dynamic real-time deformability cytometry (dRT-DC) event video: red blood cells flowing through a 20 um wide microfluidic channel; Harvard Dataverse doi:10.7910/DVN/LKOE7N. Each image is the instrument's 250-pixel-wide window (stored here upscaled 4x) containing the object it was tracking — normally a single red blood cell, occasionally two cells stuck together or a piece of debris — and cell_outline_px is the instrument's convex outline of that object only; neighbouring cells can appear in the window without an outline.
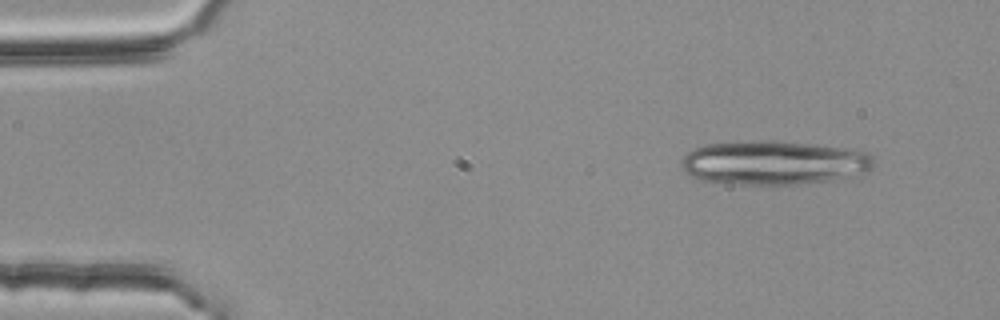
{"species": "common noctule bat (a hibernating species)", "species_latin": "Nyctalus noctula", "temperature_condition": "room temperature", "stored_images_in_passage": 3, "camera_frame_rate_fps": 3000, "um_per_image_px": 0.085, "animal": {"sex": "female", "body_mass_g": 25.1}, "frame": {"image": 1, "passage_image": 1, "time_ms": 0.0, "image_size_px": [1000, 320], "cell_outline_px": [[876, 164], [872, 168], [864, 172], [848, 176], [800, 184], [740, 184], [700, 180], [684, 172], [684, 156], [688, 152], [696, 148], [708, 144], [752, 140], [776, 140], [812, 144], [844, 148], [864, 152], [872, 156], [876, 160]], "centroid_in_image_um": [65.78, 13.81], "position_along_channel_um": 19.2, "area_um2": 48.84}}